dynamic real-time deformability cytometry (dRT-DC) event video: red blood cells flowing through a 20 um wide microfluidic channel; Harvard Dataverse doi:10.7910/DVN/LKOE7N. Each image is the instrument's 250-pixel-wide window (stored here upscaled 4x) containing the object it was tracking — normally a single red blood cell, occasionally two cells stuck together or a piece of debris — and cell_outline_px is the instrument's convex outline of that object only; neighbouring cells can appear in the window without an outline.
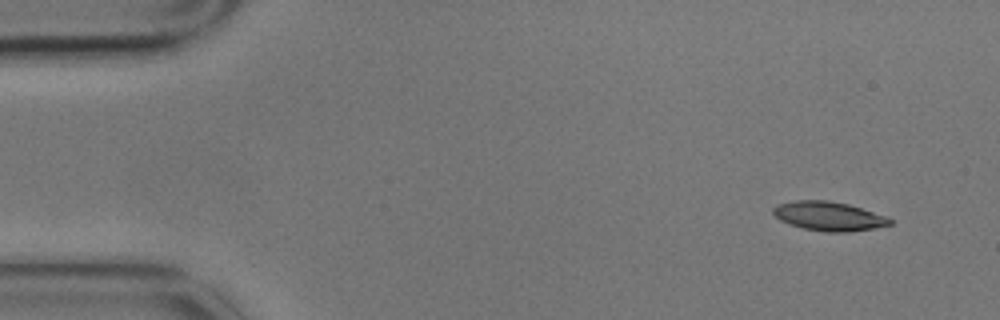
{"species": "common noctule bat (a hibernating species)", "species_latin": "Nyctalus noctula", "temperature_condition": "cold", "stored_images_in_passage": 14, "camera_frame_rate_fps": 3000, "um_per_image_px": 0.085, "animal": {"sex": "male", "body_mass_g": 17.9}, "frame": {"image": 1, "passage_image": 1, "time_ms": 0.0, "image_size_px": [1000, 320], "cell_outline_px": [[892, 224], [872, 228], [848, 232], [824, 232], [804, 228], [788, 224], [780, 220], [772, 212], [772, 208], [776, 204], [796, 200], [828, 200], [848, 204], [888, 216], [892, 220]], "centroid_in_image_um": [70.43, 18.37], "position_along_channel_um": 14.6, "area_um2": 19.88}}
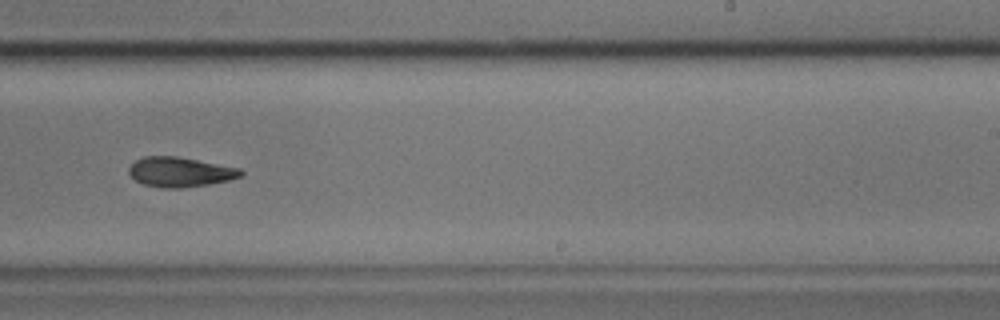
{"frame": {"image": 2, "passage_image": 9, "time_ms": 2.667, "image_size_px": [1000, 320], "cell_outline_px": [[244, 172], [240, 176], [228, 180], [208, 184], [180, 188], [164, 188], [144, 184], [136, 180], [128, 172], [128, 168], [136, 160], [144, 156], [176, 156], [240, 168]], "centroid_in_image_um": [15.29, 14.61], "position_along_channel_um": 273.7, "area_um2": 19.19}}
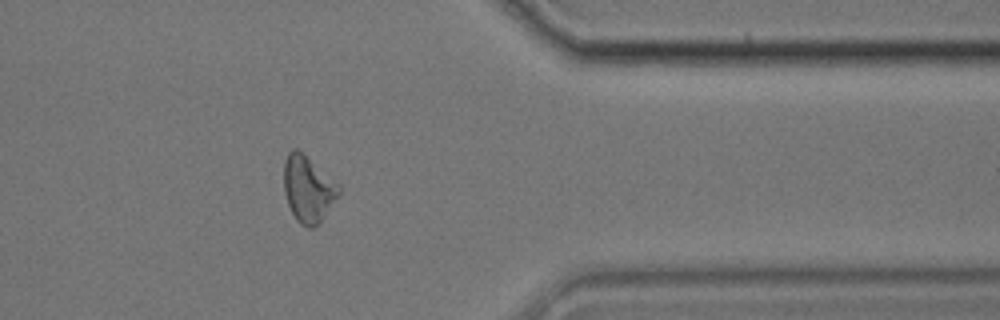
{"frame": {"image": 3, "passage_image": 12, "time_ms": 3.667, "image_size_px": [1000, 320], "cell_outline_px": [[340, 192], [320, 224], [312, 228], [308, 228], [300, 224], [296, 220], [288, 204], [284, 192], [284, 160], [288, 152], [292, 148], [296, 148], [340, 184]], "centroid_in_image_um": [26.18, 16.08], "position_along_channel_um": 385.2, "area_um2": 21.27}}